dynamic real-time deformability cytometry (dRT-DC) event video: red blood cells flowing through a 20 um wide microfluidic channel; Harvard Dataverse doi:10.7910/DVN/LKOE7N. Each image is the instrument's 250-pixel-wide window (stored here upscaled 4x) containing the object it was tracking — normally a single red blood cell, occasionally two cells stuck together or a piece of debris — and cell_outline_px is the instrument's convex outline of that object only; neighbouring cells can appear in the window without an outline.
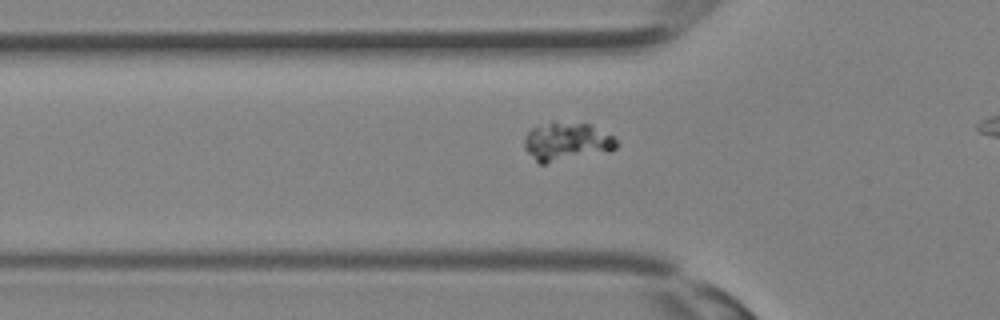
{"species": "Egyptian fruit bat (a non-hibernating species)", "species_latin": "Rousettus aegyptiacus", "temperature_condition": "room temperature", "stored_images_in_passage": 24, "camera_frame_rate_fps": 3000, "um_per_image_px": 0.085, "animal": {"sex": "female"}, "frame": {"image": 1, "passage_image": 6, "time_ms": 1.667, "image_size_px": [1000, 320], "cell_outline_px": [[620, 144], [616, 148], [608, 152], [544, 164], [540, 164], [524, 148], [524, 136], [532, 128], [552, 120], [556, 120], [588, 124], [612, 136]], "centroid_in_image_um": [48.16, 12.03], "position_along_channel_um": 77.6, "area_um2": 20.87}}
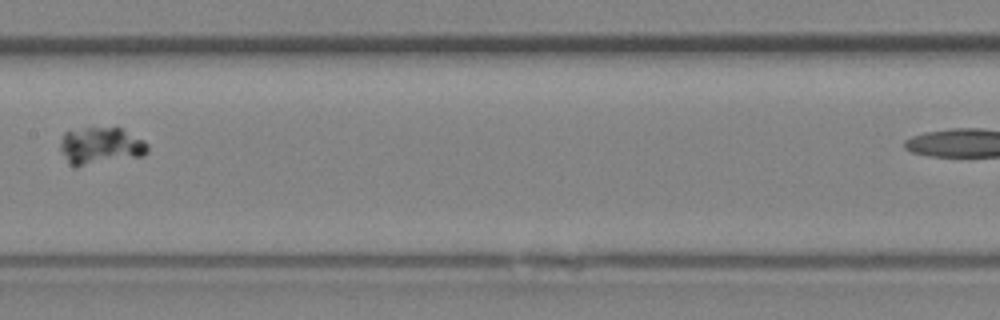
{"frame": {"image": 2, "passage_image": 12, "time_ms": 3.667, "image_size_px": [1000, 320], "cell_outline_px": [[148, 152], [144, 156], [80, 164], [68, 164], [60, 152], [60, 144], [64, 132], [84, 128], [120, 128], [144, 140], [148, 144]], "centroid_in_image_um": [8.56, 12.37], "position_along_channel_um": 198.8, "area_um2": 18.38}}
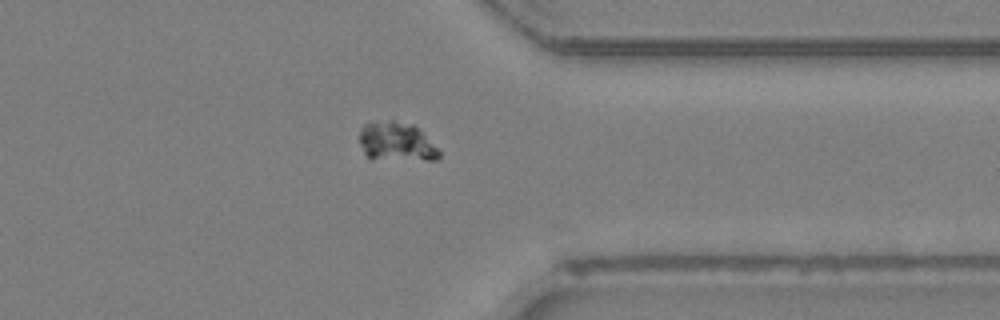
{"frame": {"image": 3, "passage_image": 21, "time_ms": 6.667, "image_size_px": [1000, 320], "cell_outline_px": [[440, 156], [436, 160], [372, 160], [364, 152], [360, 144], [360, 128], [364, 124], [392, 120], [412, 124], [440, 152]], "centroid_in_image_um": [33.65, 12.09], "position_along_channel_um": 377.7, "area_um2": 17.98}}